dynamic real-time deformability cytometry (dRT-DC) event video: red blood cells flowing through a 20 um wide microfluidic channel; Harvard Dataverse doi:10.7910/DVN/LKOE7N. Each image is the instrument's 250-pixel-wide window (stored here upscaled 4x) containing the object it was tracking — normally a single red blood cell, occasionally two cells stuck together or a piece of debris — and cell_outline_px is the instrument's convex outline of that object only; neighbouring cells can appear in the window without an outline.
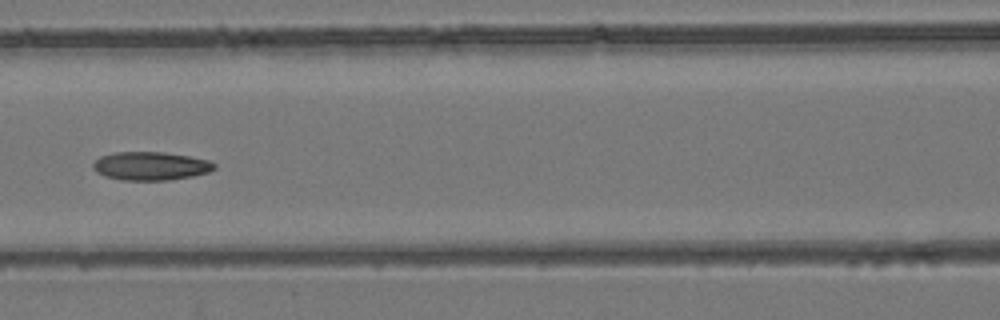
{"species": "common noctule bat (a hibernating species)", "species_latin": "Nyctalus noctula", "temperature_condition": "room temperature", "stored_images_in_passage": 7, "camera_frame_rate_fps": 3000, "um_per_image_px": 0.085, "animal": {"sex": "female", "body_mass_g": 24.6, "forearm_length_mm": 56.2}, "frame": {"image": 1, "passage_image": 7, "time_ms": 7.667, "image_size_px": [1000, 320], "cell_outline_px": [[216, 168], [208, 172], [192, 176], [168, 180], [120, 180], [104, 176], [96, 172], [92, 168], [92, 164], [100, 156], [116, 152], [164, 152], [188, 156], [208, 160], [216, 164]], "centroid_in_image_um": [12.78, 14.11], "position_along_channel_um": 153.8, "area_um2": 20.11}}